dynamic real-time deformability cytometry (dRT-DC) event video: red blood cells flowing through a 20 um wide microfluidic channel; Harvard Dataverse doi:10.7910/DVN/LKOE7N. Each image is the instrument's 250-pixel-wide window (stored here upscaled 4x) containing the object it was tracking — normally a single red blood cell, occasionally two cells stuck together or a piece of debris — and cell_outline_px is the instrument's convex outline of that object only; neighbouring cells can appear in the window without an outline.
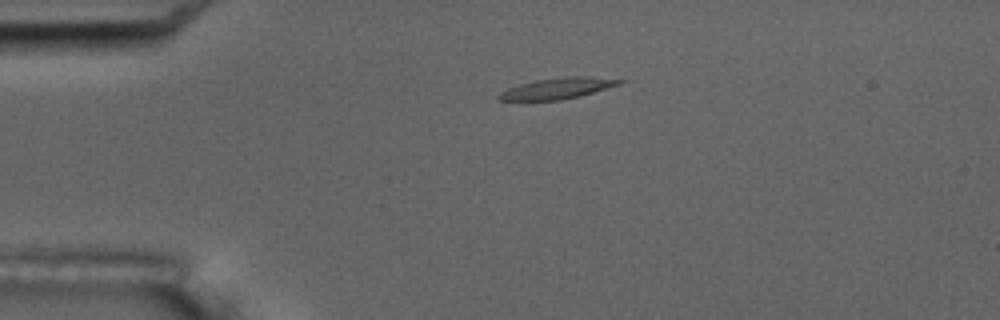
{"species": "common noctule bat (a hibernating species)", "species_latin": "Nyctalus noctula", "temperature_condition": "room temperature", "stored_images_in_passage": 4, "camera_frame_rate_fps": 3000, "um_per_image_px": 0.085, "animal": {"sex": "male", "body_mass_g": 17.5, "forearm_length_mm": 52.3}, "frame": {"image": 1, "passage_image": 3, "time_ms": 2.333, "image_size_px": [1000, 320], "cell_outline_px": [[628, 80], [620, 84], [580, 96], [560, 100], [496, 100], [496, 96], [500, 92], [508, 88], [520, 84], [536, 80], [568, 76], [592, 76]], "centroid_in_image_um": [47.4, 7.5], "position_along_channel_um": 37.6, "area_um2": 14.8}}